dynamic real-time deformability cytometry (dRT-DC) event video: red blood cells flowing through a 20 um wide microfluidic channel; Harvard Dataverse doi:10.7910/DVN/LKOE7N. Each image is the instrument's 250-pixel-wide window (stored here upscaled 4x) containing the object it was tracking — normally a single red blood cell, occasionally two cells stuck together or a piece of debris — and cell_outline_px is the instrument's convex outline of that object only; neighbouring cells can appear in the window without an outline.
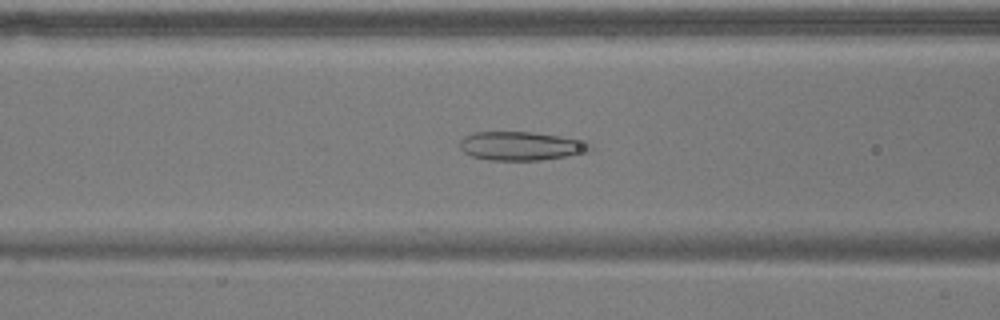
{"species": "common noctule bat (a hibernating species)", "species_latin": "Nyctalus noctula", "temperature_condition": "warm", "stored_images_in_passage": 45, "camera_frame_rate_fps": 3000, "um_per_image_px": 0.085, "animal": {"sex": "male", "body_mass_g": 17.9}, "frame": {"image": 1, "passage_image": 12, "time_ms": 3.667, "image_size_px": [1000, 320], "cell_outline_px": [[596, 148], [588, 152], [568, 156], [540, 160], [488, 160], [472, 156], [464, 152], [460, 148], [460, 140], [464, 136], [472, 132], [532, 132], [588, 140]], "centroid_in_image_um": [44.36, 12.4], "position_along_channel_um": 122.2, "area_um2": 22.2}}
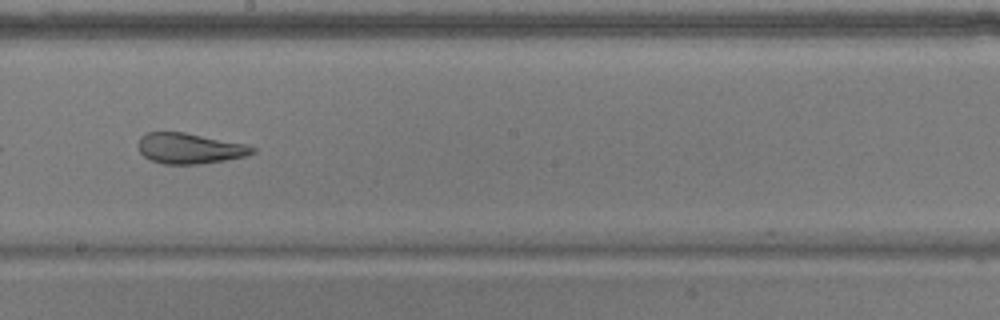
{"frame": {"image": 2, "passage_image": 21, "time_ms": 6.667, "image_size_px": [1000, 320], "cell_outline_px": [[256, 152], [248, 156], [200, 164], [164, 164], [152, 160], [144, 156], [140, 152], [136, 144], [140, 136], [144, 132], [184, 132], [244, 144], [256, 148]], "centroid_in_image_um": [16.08, 12.61], "position_along_channel_um": 232.1, "area_um2": 20.4}}
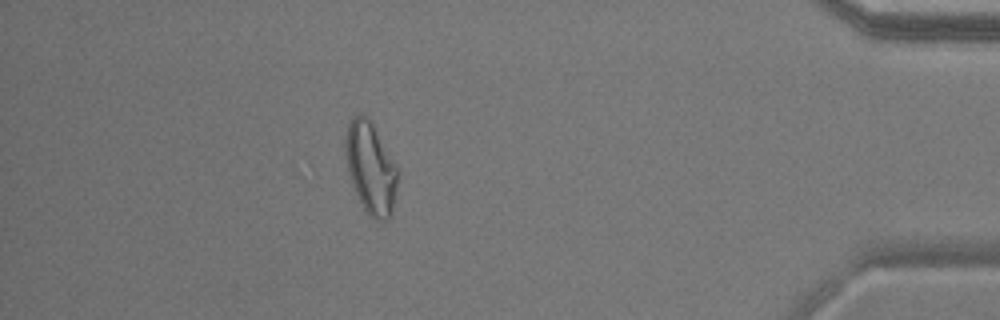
{"frame": {"image": 3, "passage_image": 39, "time_ms": 12.667, "image_size_px": [1000, 320], "cell_outline_px": [[396, 188], [392, 212], [388, 220], [376, 220], [368, 216], [356, 196], [348, 172], [344, 156], [344, 140], [348, 124], [352, 116], [360, 112], [364, 112], [372, 124], [396, 168]], "centroid_in_image_um": [31.44, 14.28], "position_along_channel_um": 403.8, "area_um2": 27.69}, "authors_computed_cell_mechanics": {"area_um2": 23.4668, "velocity_mm_per_s": 3.6601, "shape_relaxation_time_tau1_ms": null, "shape_relaxation_time_tau2_ms": 1.8955, "deformation_change_tau1": null, "deformation_change_tau2": 0.1143}}